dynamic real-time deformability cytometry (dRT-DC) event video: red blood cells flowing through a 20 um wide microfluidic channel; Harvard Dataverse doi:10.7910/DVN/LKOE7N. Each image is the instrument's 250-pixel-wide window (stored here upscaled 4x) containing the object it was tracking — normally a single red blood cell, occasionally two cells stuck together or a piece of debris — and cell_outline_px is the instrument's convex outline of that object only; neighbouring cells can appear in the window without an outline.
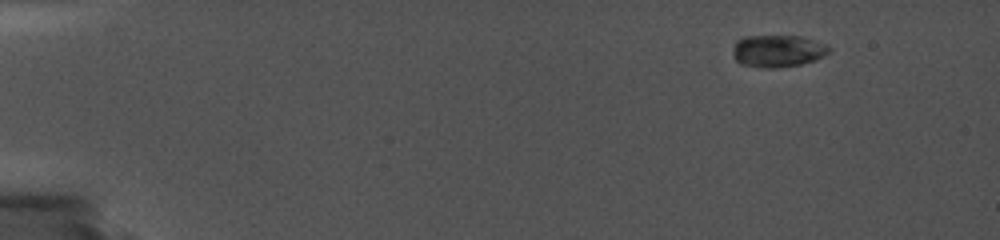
{"species": "common noctule bat (a hibernating species)", "species_latin": "Nyctalus noctula", "temperature_condition": "cold", "stored_images_in_passage": 58, "camera_frame_rate_fps": 5000, "um_per_image_px": 0.085, "animal": {"sex": "female", "body_mass_g": 19.0, "forearm_length_mm": 56.7}, "frame": {"image": 1, "passage_image": 1, "time_ms": 0.0, "image_size_px": [1000, 240], "cell_outline_px": [[832, 48], [824, 56], [816, 60], [800, 64], [776, 68], [764, 68], [740, 64], [732, 56], [732, 52], [736, 40], [744, 36], [800, 36], [812, 40]], "centroid_in_image_um": [66.06, 4.34], "position_along_channel_um": 18.9, "area_um2": 18.03}}
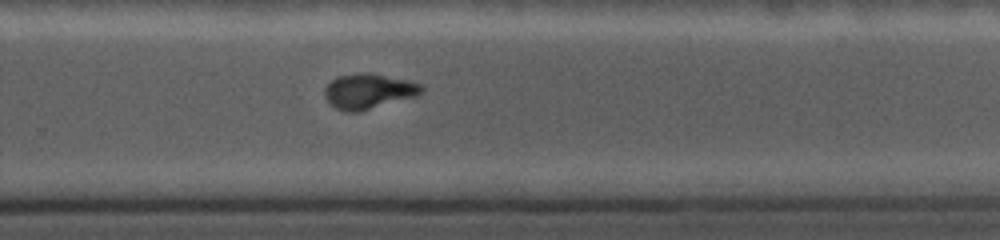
{"frame": {"image": 2, "passage_image": 36, "time_ms": 11.0, "image_size_px": [1000, 240], "cell_outline_px": [[424, 92], [416, 96], [356, 112], [348, 112], [336, 108], [324, 96], [324, 88], [336, 76], [356, 72], [372, 72], [408, 80], [424, 84]], "centroid_in_image_um": [31.35, 7.71], "position_along_channel_um": 298.4, "area_um2": 20.0}}
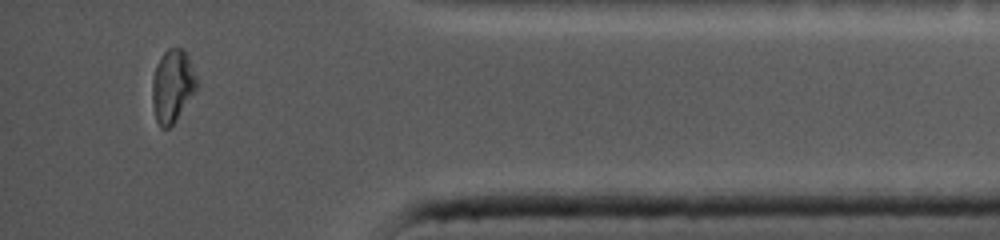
{"frame": {"image": 3, "passage_image": 54, "time_ms": 14.6, "image_size_px": [1000, 240], "cell_outline_px": [[200, 84], [176, 120], [168, 128], [160, 128], [156, 120], [152, 104], [152, 76], [156, 64], [164, 52], [168, 48], [180, 48], [188, 56], [200, 80]], "centroid_in_image_um": [14.67, 7.3], "position_along_channel_um": 420.5, "area_um2": 19.19}}